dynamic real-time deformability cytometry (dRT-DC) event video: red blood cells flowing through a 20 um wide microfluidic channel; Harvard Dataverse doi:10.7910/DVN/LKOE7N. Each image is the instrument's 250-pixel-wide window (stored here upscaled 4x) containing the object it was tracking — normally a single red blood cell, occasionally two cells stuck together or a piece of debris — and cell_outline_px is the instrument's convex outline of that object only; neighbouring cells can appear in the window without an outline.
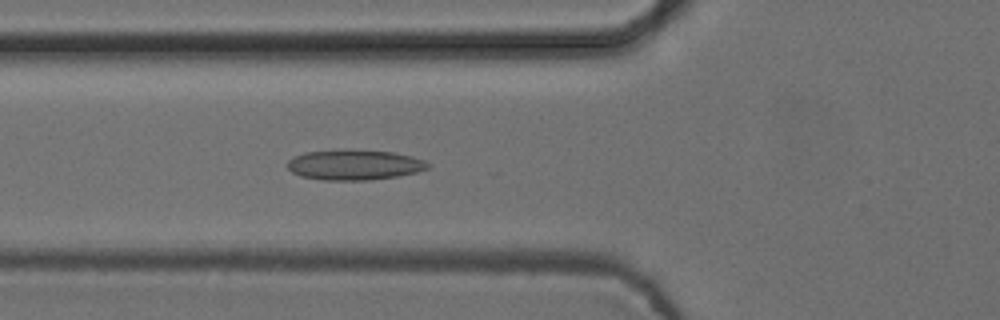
{"species": "common noctule bat (a hibernating species)", "species_latin": "Nyctalus noctula", "temperature_condition": "cold", "stored_images_in_passage": 54, "camera_frame_rate_fps": 3000, "um_per_image_px": 0.085, "animal": {"sex": "female", "body_mass_g": 24.6, "forearm_length_mm": 56.2}, "frame": {"image": 1, "passage_image": 20, "time_ms": 6.333, "image_size_px": [1000, 320], "cell_outline_px": [[432, 164], [428, 168], [416, 172], [396, 176], [368, 180], [324, 180], [300, 176], [292, 172], [288, 168], [288, 160], [292, 156], [304, 152], [392, 152], [412, 156], [424, 160]], "centroid_in_image_um": [30.13, 14.05], "position_along_channel_um": 95.7, "area_um2": 23.87}}
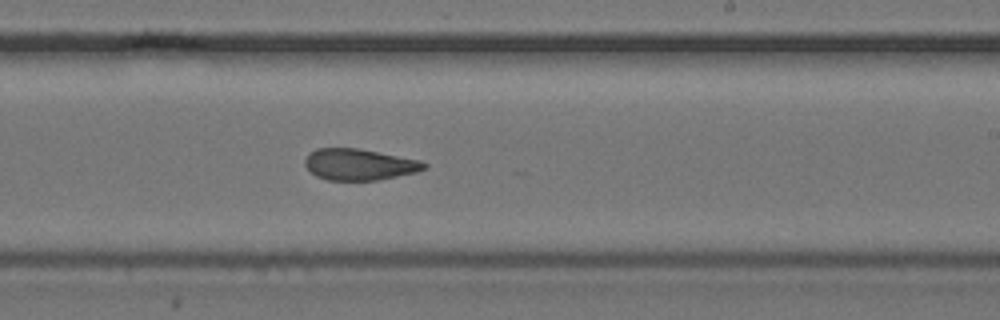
{"frame": {"image": 2, "passage_image": 33, "time_ms": 10.667, "image_size_px": [1000, 320], "cell_outline_px": [[428, 168], [416, 172], [376, 180], [328, 180], [316, 176], [304, 164], [304, 160], [308, 152], [316, 148], [356, 148], [420, 160], [428, 164]], "centroid_in_image_um": [30.52, 13.97], "position_along_channel_um": 258.5, "area_um2": 21.68}}
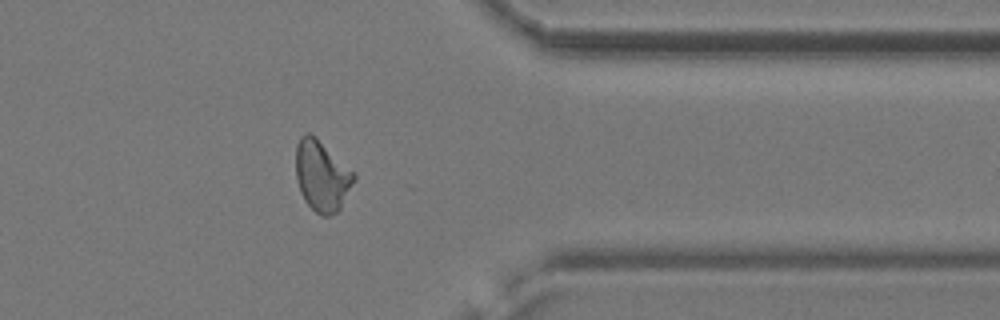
{"frame": {"image": 3, "passage_image": 44, "time_ms": 14.333, "image_size_px": [1000, 320], "cell_outline_px": [[356, 180], [340, 208], [336, 212], [328, 216], [320, 216], [304, 200], [300, 192], [296, 180], [296, 144], [300, 136], [304, 132], [308, 132], [316, 136], [356, 172]], "centroid_in_image_um": [27.37, 14.91], "position_along_channel_um": 384.0, "area_um2": 24.45}}